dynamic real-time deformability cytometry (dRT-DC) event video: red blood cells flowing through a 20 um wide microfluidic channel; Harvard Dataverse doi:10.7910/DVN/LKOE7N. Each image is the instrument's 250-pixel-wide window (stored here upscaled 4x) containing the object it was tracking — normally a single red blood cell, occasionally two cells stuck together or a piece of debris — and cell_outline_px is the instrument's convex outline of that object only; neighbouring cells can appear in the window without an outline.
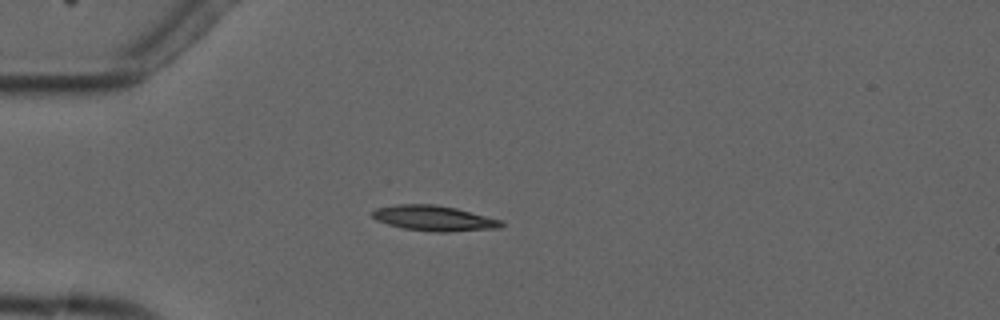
{"species": "common noctule bat (a hibernating species)", "species_latin": "Nyctalus noctula", "temperature_condition": "cold", "stored_images_in_passage": 4, "camera_frame_rate_fps": 3000, "um_per_image_px": 0.085, "animal": {"sex": "male", "forearm_length_mm": 52.5}, "frame": {"image": 1, "passage_image": 4, "time_ms": 3.333, "image_size_px": [1000, 320], "cell_outline_px": [[504, 224], [500, 228], [448, 232], [436, 232], [404, 228], [388, 224], [376, 220], [372, 216], [372, 212], [376, 208], [396, 204], [432, 204], [456, 208], [500, 220]], "centroid_in_image_um": [36.87, 18.55], "position_along_channel_um": 48.1, "area_um2": 18.84}}